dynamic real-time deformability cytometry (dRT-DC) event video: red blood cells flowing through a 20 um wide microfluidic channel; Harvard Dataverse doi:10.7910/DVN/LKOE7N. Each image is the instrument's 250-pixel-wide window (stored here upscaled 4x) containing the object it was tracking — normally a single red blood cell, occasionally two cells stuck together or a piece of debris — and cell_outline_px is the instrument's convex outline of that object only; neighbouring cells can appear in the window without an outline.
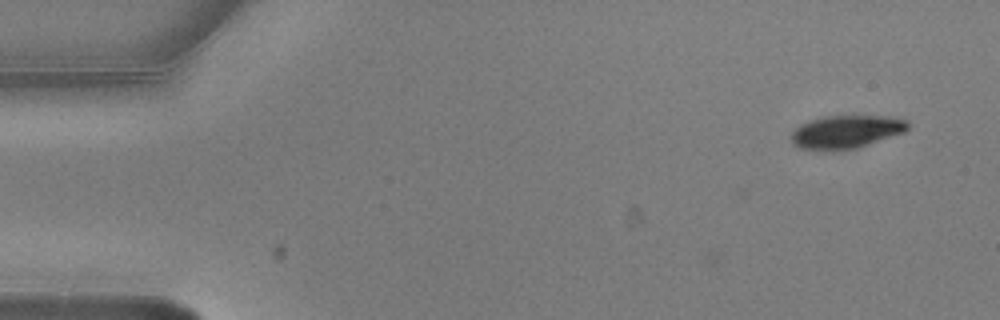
{"species": "common noctule bat (a hibernating species)", "species_latin": "Nyctalus noctula", "temperature_condition": "warm", "stored_images_in_passage": 5, "camera_frame_rate_fps": 3000, "um_per_image_px": 0.085, "animal": {"sex": "male", "body_mass_g": 20.5, "forearm_length_mm": 52.5}, "frame": {"image": 1, "passage_image": 3, "time_ms": 0.667, "image_size_px": [1000, 320], "cell_outline_px": [[912, 124], [904, 132], [856, 148], [800, 148], [792, 144], [792, 132], [800, 124], [808, 120], [820, 116], [888, 116], [908, 120]], "centroid_in_image_um": [71.96, 11.15], "position_along_channel_um": 13.0, "area_um2": 22.02}}
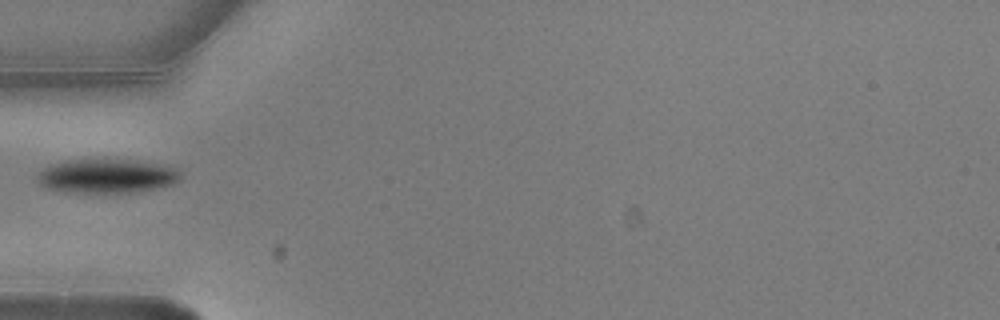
{"frame": {"image": 2, "passage_image": 5, "time_ms": 1.333, "image_size_px": [1000, 320], "cell_outline_px": [[180, 180], [172, 184], [140, 192], [68, 192], [44, 188], [40, 184], [36, 176], [48, 164], [64, 160], [104, 156], [136, 160], [164, 164], [176, 168], [180, 172]], "centroid_in_image_um": [9.06, 14.9], "position_along_channel_um": 75.9, "area_um2": 29.65}}